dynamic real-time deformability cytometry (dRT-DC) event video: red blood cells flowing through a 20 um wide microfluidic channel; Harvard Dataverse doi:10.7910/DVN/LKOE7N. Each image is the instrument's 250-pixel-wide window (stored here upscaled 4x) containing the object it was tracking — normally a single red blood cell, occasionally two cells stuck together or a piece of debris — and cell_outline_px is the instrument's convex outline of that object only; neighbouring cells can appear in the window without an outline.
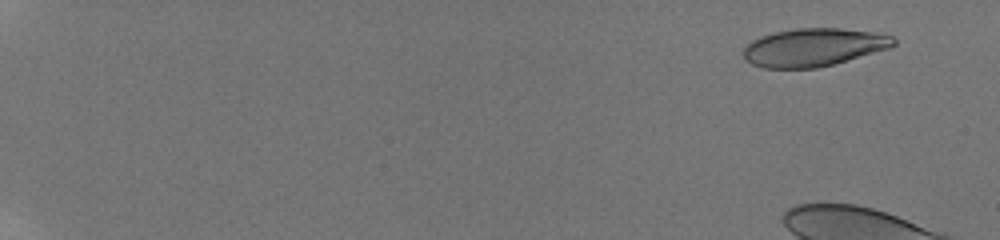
{"species": "human", "species_latin": "Homo sapiens", "temperature_condition": "room temperature", "stored_images_in_passage": 14, "camera_frame_rate_fps": 3000, "um_per_image_px": 0.085, "donor": {"sex": "male"}, "frame": {"image": 1, "passage_image": 5, "time_ms": 1.333, "image_size_px": [1000, 240], "cell_outline_px": [[896, 44], [892, 48], [832, 64], [816, 68], [764, 68], [752, 64], [744, 60], [744, 48], [752, 40], [760, 36], [776, 32], [796, 28], [840, 28], [872, 32], [892, 36], [896, 40]], "centroid_in_image_um": [69.16, 4.02], "position_along_channel_um": 15.8, "area_um2": 33.23}}